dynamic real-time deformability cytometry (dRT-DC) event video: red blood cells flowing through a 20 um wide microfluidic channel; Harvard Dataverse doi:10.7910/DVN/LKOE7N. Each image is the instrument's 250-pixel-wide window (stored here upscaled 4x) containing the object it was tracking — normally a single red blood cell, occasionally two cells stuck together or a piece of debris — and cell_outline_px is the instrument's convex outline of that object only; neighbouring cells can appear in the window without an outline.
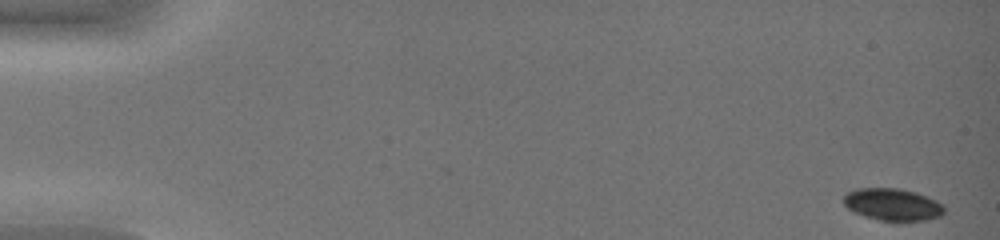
{"species": "common noctule bat (a hibernating species)", "species_latin": "Nyctalus noctula", "temperature_condition": "warm", "stored_images_in_passage": 47, "camera_frame_rate_fps": 3000, "um_per_image_px": 0.085, "animal": {"sex": "female", "body_mass_g": 19.0, "forearm_length_mm": 51.5}, "frame": {"image": 1, "passage_image": 1, "time_ms": 0.0, "image_size_px": [1000, 240], "cell_outline_px": [[944, 212], [940, 216], [924, 220], [880, 220], [864, 216], [852, 212], [844, 204], [844, 196], [848, 192], [856, 188], [900, 188], [916, 192], [936, 200], [944, 204]], "centroid_in_image_um": [75.87, 17.37], "position_along_channel_um": 9.1, "area_um2": 18.79}}
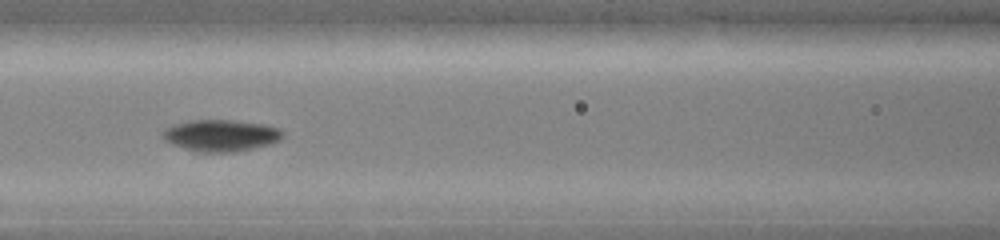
{"frame": {"image": 2, "passage_image": 23, "time_ms": 7.333, "image_size_px": [1000, 240], "cell_outline_px": [[284, 136], [280, 140], [268, 144], [236, 152], [196, 152], [172, 144], [164, 140], [164, 128], [176, 124], [192, 120], [232, 120], [264, 124], [280, 128], [284, 132]], "centroid_in_image_um": [18.81, 11.51], "position_along_channel_um": 147.8, "area_um2": 22.08}}
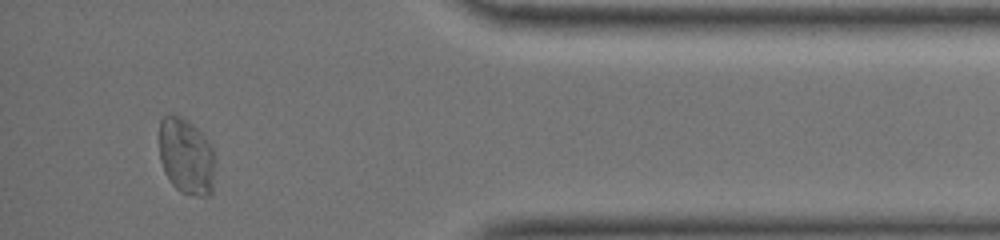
{"frame": {"image": 3, "passage_image": 44, "time_ms": 14.333, "image_size_px": [1000, 240], "cell_outline_px": [[216, 160], [212, 192], [208, 196], [200, 196], [180, 192], [172, 184], [164, 172], [160, 160], [160, 120], [168, 112], [180, 116], [188, 120], [212, 144], [216, 156]], "centroid_in_image_um": [15.86, 13.28], "position_along_channel_um": 419.3, "area_um2": 25.37}, "authors_computed_cell_mechanics": {"area_um2": 21.3282, "velocity_mm_per_s": 4.1861, "shape_relaxation_time_tau1_ms": 4.4753, "shape_relaxation_time_tau2_ms": null, "deformation_change_tau1": 0.1163, "deformation_change_tau2": null}}